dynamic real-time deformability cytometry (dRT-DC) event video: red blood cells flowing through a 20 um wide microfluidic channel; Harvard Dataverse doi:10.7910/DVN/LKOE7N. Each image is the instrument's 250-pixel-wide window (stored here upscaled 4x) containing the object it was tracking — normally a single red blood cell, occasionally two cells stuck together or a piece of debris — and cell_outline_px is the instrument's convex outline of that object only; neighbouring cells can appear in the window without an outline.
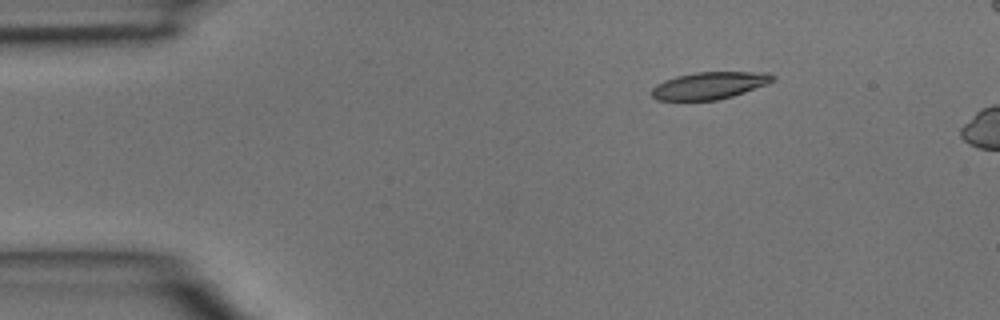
{"species": "common noctule bat (a hibernating species)", "species_latin": "Nyctalus noctula", "temperature_condition": "room temperature", "stored_images_in_passage": 3, "camera_frame_rate_fps": 3000, "um_per_image_px": 0.085, "animal": {"sex": "male", "body_mass_g": 15.6}, "frame": {"image": 1, "passage_image": 2, "time_ms": 0.333, "image_size_px": [1000, 320], "cell_outline_px": [[776, 80], [768, 84], [732, 96], [716, 100], [656, 100], [652, 96], [652, 88], [656, 84], [664, 80], [676, 76], [696, 72], [768, 72], [776, 76]], "centroid_in_image_um": [60.33, 7.26], "position_along_channel_um": 24.7, "area_um2": 19.25}}